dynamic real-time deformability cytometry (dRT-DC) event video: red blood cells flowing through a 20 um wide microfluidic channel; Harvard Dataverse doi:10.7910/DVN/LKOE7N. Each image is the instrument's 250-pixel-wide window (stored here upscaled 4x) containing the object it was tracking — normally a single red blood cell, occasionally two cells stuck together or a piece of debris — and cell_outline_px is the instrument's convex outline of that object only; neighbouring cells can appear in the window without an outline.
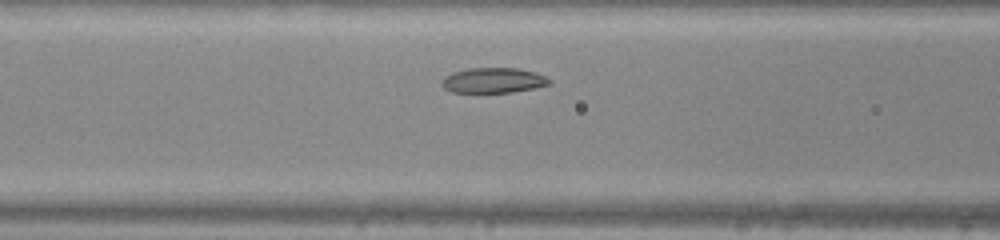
{"species": "common noctule bat (a hibernating species)", "species_latin": "Nyctalus noctula", "temperature_condition": "warm", "stored_images_in_passage": 29, "camera_frame_rate_fps": 3000, "um_per_image_px": 0.085, "animal": {"sex": "male", "body_mass_g": 20.0, "forearm_length_mm": 53.3}, "frame": {"image": 1, "passage_image": 9, "time_ms": 2.667, "image_size_px": [1000, 240], "cell_outline_px": [[552, 84], [536, 88], [512, 92], [452, 92], [444, 88], [440, 84], [440, 80], [444, 76], [452, 72], [468, 68], [516, 68], [536, 72], [552, 80]], "centroid_in_image_um": [41.93, 6.83], "position_along_channel_um": 124.7, "area_um2": 16.01}}
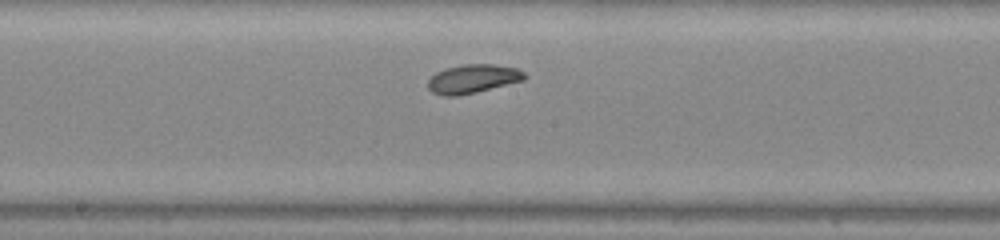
{"frame": {"image": 2, "passage_image": 15, "time_ms": 4.667, "image_size_px": [1000, 240], "cell_outline_px": [[528, 76], [524, 80], [476, 92], [456, 96], [440, 96], [432, 92], [428, 88], [428, 80], [436, 72], [444, 68], [464, 64], [496, 64], [516, 68], [524, 72]], "centroid_in_image_um": [40.18, 6.69], "position_along_channel_um": 208.0, "area_um2": 16.3}}
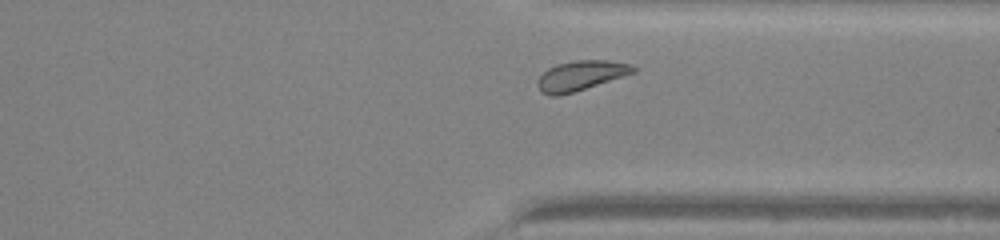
{"frame": {"image": 3, "passage_image": 26, "time_ms": 8.333, "image_size_px": [1000, 240], "cell_outline_px": [[636, 72], [572, 92], [556, 96], [548, 96], [540, 92], [536, 84], [540, 76], [548, 68], [556, 64], [576, 60], [608, 60], [632, 64], [636, 68]], "centroid_in_image_um": [49.34, 6.42], "position_along_channel_um": 362.1, "area_um2": 16.53}, "authors_computed_cell_mechanics": {"area_um2": 16.184, "velocity_mm_per_s": 4.1841, "shape_relaxation_time_tau1_ms": 2.0486, "shape_relaxation_time_tau2_ms": null, "deformation_change_tau1": 0.0826, "deformation_change_tau2": null}}